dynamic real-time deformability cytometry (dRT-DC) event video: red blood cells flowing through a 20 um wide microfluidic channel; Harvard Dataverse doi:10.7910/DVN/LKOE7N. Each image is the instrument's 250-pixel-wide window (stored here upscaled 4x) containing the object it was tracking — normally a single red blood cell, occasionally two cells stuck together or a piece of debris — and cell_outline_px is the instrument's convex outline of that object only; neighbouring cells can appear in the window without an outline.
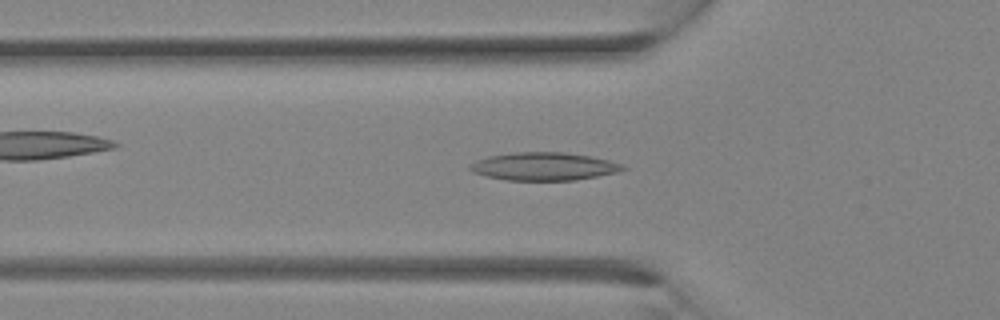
{"species": "Egyptian fruit bat (a non-hibernating species)", "species_latin": "Rousettus aegyptiacus", "temperature_condition": "room temperature", "stored_images_in_passage": 32, "camera_frame_rate_fps": 3000, "um_per_image_px": 0.085, "animal": {"sex": "female"}, "frame": {"image": 1, "passage_image": 10, "time_ms": 3.0, "image_size_px": [1000, 320], "cell_outline_px": [[628, 168], [616, 172], [576, 180], [504, 180], [484, 176], [472, 172], [468, 168], [468, 164], [476, 160], [488, 156], [516, 152], [564, 152], [592, 156], [608, 160], [620, 164]], "centroid_in_image_um": [46.16, 14.14], "position_along_channel_um": 79.6, "area_um2": 24.97}}
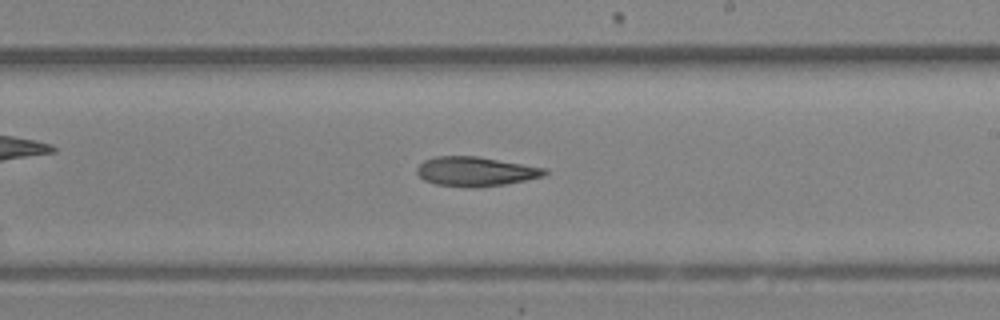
{"frame": {"image": 2, "passage_image": 18, "time_ms": 5.667, "image_size_px": [1000, 320], "cell_outline_px": [[548, 172], [544, 176], [504, 184], [476, 188], [472, 188], [436, 184], [424, 180], [416, 172], [416, 168], [424, 160], [436, 156], [476, 156], [548, 168]], "centroid_in_image_um": [40.43, 14.57], "position_along_channel_um": 248.6, "area_um2": 21.91}}
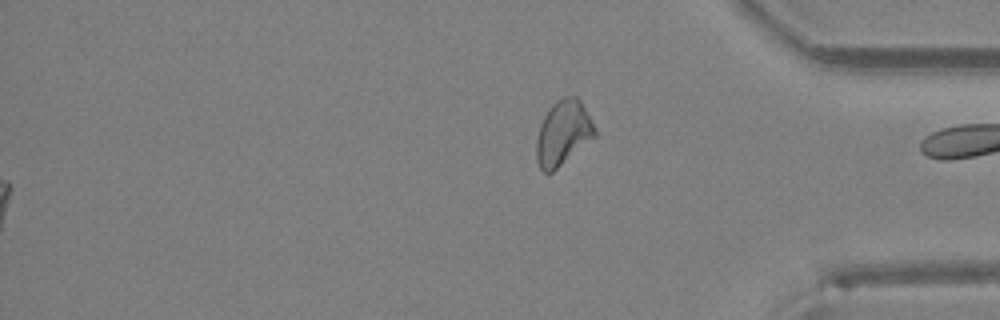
{"frame": {"image": 3, "passage_image": 32, "time_ms": 10.333, "image_size_px": [1000, 320], "cell_outline_px": [[596, 136], [552, 172], [544, 172], [540, 168], [536, 160], [536, 140], [540, 124], [544, 116], [552, 104], [556, 100], [564, 96], [576, 96], [580, 100], [596, 128]], "centroid_in_image_um": [47.85, 11.29], "position_along_channel_um": 387.3, "area_um2": 21.96}}